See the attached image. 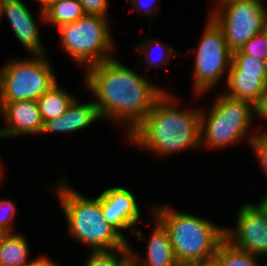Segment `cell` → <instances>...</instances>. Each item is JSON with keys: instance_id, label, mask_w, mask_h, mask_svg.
Listing matches in <instances>:
<instances>
[{"instance_id": "cell-16", "label": "cell", "mask_w": 267, "mask_h": 266, "mask_svg": "<svg viewBox=\"0 0 267 266\" xmlns=\"http://www.w3.org/2000/svg\"><path fill=\"white\" fill-rule=\"evenodd\" d=\"M228 92L225 95L237 100L248 101L257 107L267 95V77H260V73L228 72Z\"/></svg>"}, {"instance_id": "cell-15", "label": "cell", "mask_w": 267, "mask_h": 266, "mask_svg": "<svg viewBox=\"0 0 267 266\" xmlns=\"http://www.w3.org/2000/svg\"><path fill=\"white\" fill-rule=\"evenodd\" d=\"M153 219L155 227L148 240L147 258L141 259L131 245H128L131 266H174L177 263L167 230L156 218Z\"/></svg>"}, {"instance_id": "cell-31", "label": "cell", "mask_w": 267, "mask_h": 266, "mask_svg": "<svg viewBox=\"0 0 267 266\" xmlns=\"http://www.w3.org/2000/svg\"><path fill=\"white\" fill-rule=\"evenodd\" d=\"M197 266H222L220 259L214 255L196 263Z\"/></svg>"}, {"instance_id": "cell-25", "label": "cell", "mask_w": 267, "mask_h": 266, "mask_svg": "<svg viewBox=\"0 0 267 266\" xmlns=\"http://www.w3.org/2000/svg\"><path fill=\"white\" fill-rule=\"evenodd\" d=\"M249 137L248 141L250 146L258 157L261 168L264 170L265 174H267V136L258 133L250 135Z\"/></svg>"}, {"instance_id": "cell-13", "label": "cell", "mask_w": 267, "mask_h": 266, "mask_svg": "<svg viewBox=\"0 0 267 266\" xmlns=\"http://www.w3.org/2000/svg\"><path fill=\"white\" fill-rule=\"evenodd\" d=\"M5 15L15 37L30 54H45L32 12L21 0H0V21Z\"/></svg>"}, {"instance_id": "cell-10", "label": "cell", "mask_w": 267, "mask_h": 266, "mask_svg": "<svg viewBox=\"0 0 267 266\" xmlns=\"http://www.w3.org/2000/svg\"><path fill=\"white\" fill-rule=\"evenodd\" d=\"M236 228L225 227V240L233 247L255 256H267V222L263 213L253 204L240 207Z\"/></svg>"}, {"instance_id": "cell-28", "label": "cell", "mask_w": 267, "mask_h": 266, "mask_svg": "<svg viewBox=\"0 0 267 266\" xmlns=\"http://www.w3.org/2000/svg\"><path fill=\"white\" fill-rule=\"evenodd\" d=\"M129 1L131 4H133L132 9L134 11L136 10L138 12V11L142 10V11H144L143 13L146 14V16L147 15L152 16L155 14V12H157V10H155L156 9L155 6H151V7L149 6L150 0H129ZM151 1L153 2L154 0H151ZM153 3L156 4L157 0H155V2H153Z\"/></svg>"}, {"instance_id": "cell-7", "label": "cell", "mask_w": 267, "mask_h": 266, "mask_svg": "<svg viewBox=\"0 0 267 266\" xmlns=\"http://www.w3.org/2000/svg\"><path fill=\"white\" fill-rule=\"evenodd\" d=\"M16 59L8 61L0 71V102L37 101L57 83L45 54Z\"/></svg>"}, {"instance_id": "cell-12", "label": "cell", "mask_w": 267, "mask_h": 266, "mask_svg": "<svg viewBox=\"0 0 267 266\" xmlns=\"http://www.w3.org/2000/svg\"><path fill=\"white\" fill-rule=\"evenodd\" d=\"M0 114L6 121L0 128V138L42 133L44 122L35 100L0 102Z\"/></svg>"}, {"instance_id": "cell-34", "label": "cell", "mask_w": 267, "mask_h": 266, "mask_svg": "<svg viewBox=\"0 0 267 266\" xmlns=\"http://www.w3.org/2000/svg\"><path fill=\"white\" fill-rule=\"evenodd\" d=\"M174 266H197V264L188 262H177Z\"/></svg>"}, {"instance_id": "cell-20", "label": "cell", "mask_w": 267, "mask_h": 266, "mask_svg": "<svg viewBox=\"0 0 267 266\" xmlns=\"http://www.w3.org/2000/svg\"><path fill=\"white\" fill-rule=\"evenodd\" d=\"M84 266H131L129 248L91 251Z\"/></svg>"}, {"instance_id": "cell-27", "label": "cell", "mask_w": 267, "mask_h": 266, "mask_svg": "<svg viewBox=\"0 0 267 266\" xmlns=\"http://www.w3.org/2000/svg\"><path fill=\"white\" fill-rule=\"evenodd\" d=\"M85 14H95L107 17L108 0H78Z\"/></svg>"}, {"instance_id": "cell-18", "label": "cell", "mask_w": 267, "mask_h": 266, "mask_svg": "<svg viewBox=\"0 0 267 266\" xmlns=\"http://www.w3.org/2000/svg\"><path fill=\"white\" fill-rule=\"evenodd\" d=\"M75 99L56 83L37 100L43 122L61 116Z\"/></svg>"}, {"instance_id": "cell-36", "label": "cell", "mask_w": 267, "mask_h": 266, "mask_svg": "<svg viewBox=\"0 0 267 266\" xmlns=\"http://www.w3.org/2000/svg\"><path fill=\"white\" fill-rule=\"evenodd\" d=\"M1 164H2V163L0 162V178L2 177L1 175H2V172H3V170H2L3 167L1 166Z\"/></svg>"}, {"instance_id": "cell-9", "label": "cell", "mask_w": 267, "mask_h": 266, "mask_svg": "<svg viewBox=\"0 0 267 266\" xmlns=\"http://www.w3.org/2000/svg\"><path fill=\"white\" fill-rule=\"evenodd\" d=\"M202 35L194 62V92L197 95H203L216 86L232 63V51L224 33L211 17Z\"/></svg>"}, {"instance_id": "cell-35", "label": "cell", "mask_w": 267, "mask_h": 266, "mask_svg": "<svg viewBox=\"0 0 267 266\" xmlns=\"http://www.w3.org/2000/svg\"><path fill=\"white\" fill-rule=\"evenodd\" d=\"M53 1H56V0H46V1L41 5V8L44 9L50 2H53Z\"/></svg>"}, {"instance_id": "cell-23", "label": "cell", "mask_w": 267, "mask_h": 266, "mask_svg": "<svg viewBox=\"0 0 267 266\" xmlns=\"http://www.w3.org/2000/svg\"><path fill=\"white\" fill-rule=\"evenodd\" d=\"M156 44L158 46V50L157 52L162 53L158 58H154V60L151 59V55H149V53H153V50H150V48H148L149 44ZM137 46L140 48L139 52L145 57V60L148 64L146 71H148L149 69H151V67H163L164 65H167L168 61L173 57L176 56L178 54V52H175V54H173L174 50L173 48H171L170 46H168L166 43H162V41H160L159 39L154 40V39H147L145 42L142 41V43L137 44ZM148 53V54H147ZM157 54V53H156Z\"/></svg>"}, {"instance_id": "cell-4", "label": "cell", "mask_w": 267, "mask_h": 266, "mask_svg": "<svg viewBox=\"0 0 267 266\" xmlns=\"http://www.w3.org/2000/svg\"><path fill=\"white\" fill-rule=\"evenodd\" d=\"M151 213L167 230L177 262L197 263L214 256L225 240L224 226L193 214L156 206Z\"/></svg>"}, {"instance_id": "cell-24", "label": "cell", "mask_w": 267, "mask_h": 266, "mask_svg": "<svg viewBox=\"0 0 267 266\" xmlns=\"http://www.w3.org/2000/svg\"><path fill=\"white\" fill-rule=\"evenodd\" d=\"M245 55L266 61L267 58V28L257 33L240 49Z\"/></svg>"}, {"instance_id": "cell-33", "label": "cell", "mask_w": 267, "mask_h": 266, "mask_svg": "<svg viewBox=\"0 0 267 266\" xmlns=\"http://www.w3.org/2000/svg\"><path fill=\"white\" fill-rule=\"evenodd\" d=\"M10 233H11L10 231L0 226V247L4 243L6 238L10 235Z\"/></svg>"}, {"instance_id": "cell-22", "label": "cell", "mask_w": 267, "mask_h": 266, "mask_svg": "<svg viewBox=\"0 0 267 266\" xmlns=\"http://www.w3.org/2000/svg\"><path fill=\"white\" fill-rule=\"evenodd\" d=\"M228 72L260 73V77H267L266 62L245 55L241 50L232 52V63Z\"/></svg>"}, {"instance_id": "cell-11", "label": "cell", "mask_w": 267, "mask_h": 266, "mask_svg": "<svg viewBox=\"0 0 267 266\" xmlns=\"http://www.w3.org/2000/svg\"><path fill=\"white\" fill-rule=\"evenodd\" d=\"M98 198L101 201L105 221L121 235L126 228L133 230L139 222V205L132 192L124 187H112L103 191Z\"/></svg>"}, {"instance_id": "cell-2", "label": "cell", "mask_w": 267, "mask_h": 266, "mask_svg": "<svg viewBox=\"0 0 267 266\" xmlns=\"http://www.w3.org/2000/svg\"><path fill=\"white\" fill-rule=\"evenodd\" d=\"M176 98L165 91L145 118L126 135L132 144L152 153L168 155L201 146V110H179Z\"/></svg>"}, {"instance_id": "cell-26", "label": "cell", "mask_w": 267, "mask_h": 266, "mask_svg": "<svg viewBox=\"0 0 267 266\" xmlns=\"http://www.w3.org/2000/svg\"><path fill=\"white\" fill-rule=\"evenodd\" d=\"M17 212V208L15 207V203L10 200H0V226L4 227L11 233H13V217L15 218V214Z\"/></svg>"}, {"instance_id": "cell-1", "label": "cell", "mask_w": 267, "mask_h": 266, "mask_svg": "<svg viewBox=\"0 0 267 266\" xmlns=\"http://www.w3.org/2000/svg\"><path fill=\"white\" fill-rule=\"evenodd\" d=\"M85 83L93 93L100 118L128 125L127 135L150 112L166 91L151 84L114 58L86 68ZM126 123V124H125Z\"/></svg>"}, {"instance_id": "cell-21", "label": "cell", "mask_w": 267, "mask_h": 266, "mask_svg": "<svg viewBox=\"0 0 267 266\" xmlns=\"http://www.w3.org/2000/svg\"><path fill=\"white\" fill-rule=\"evenodd\" d=\"M222 266H259L257 256L233 247L224 240L215 254Z\"/></svg>"}, {"instance_id": "cell-6", "label": "cell", "mask_w": 267, "mask_h": 266, "mask_svg": "<svg viewBox=\"0 0 267 266\" xmlns=\"http://www.w3.org/2000/svg\"><path fill=\"white\" fill-rule=\"evenodd\" d=\"M62 49L79 65L86 68L111 59L114 48L108 19L105 16L84 14L77 21L58 27Z\"/></svg>"}, {"instance_id": "cell-30", "label": "cell", "mask_w": 267, "mask_h": 266, "mask_svg": "<svg viewBox=\"0 0 267 266\" xmlns=\"http://www.w3.org/2000/svg\"><path fill=\"white\" fill-rule=\"evenodd\" d=\"M26 266H57L52 260H50L47 256H40L37 259H33L28 262Z\"/></svg>"}, {"instance_id": "cell-19", "label": "cell", "mask_w": 267, "mask_h": 266, "mask_svg": "<svg viewBox=\"0 0 267 266\" xmlns=\"http://www.w3.org/2000/svg\"><path fill=\"white\" fill-rule=\"evenodd\" d=\"M29 244L21 234L10 233L0 247V266H26Z\"/></svg>"}, {"instance_id": "cell-29", "label": "cell", "mask_w": 267, "mask_h": 266, "mask_svg": "<svg viewBox=\"0 0 267 266\" xmlns=\"http://www.w3.org/2000/svg\"><path fill=\"white\" fill-rule=\"evenodd\" d=\"M256 116H259L261 119L267 121V95L262 99L260 104L256 107ZM260 135H266L267 133L263 132Z\"/></svg>"}, {"instance_id": "cell-14", "label": "cell", "mask_w": 267, "mask_h": 266, "mask_svg": "<svg viewBox=\"0 0 267 266\" xmlns=\"http://www.w3.org/2000/svg\"><path fill=\"white\" fill-rule=\"evenodd\" d=\"M98 119L101 118L94 101L79 104V101L75 98L61 116L44 123L41 134L47 132H75L87 128Z\"/></svg>"}, {"instance_id": "cell-5", "label": "cell", "mask_w": 267, "mask_h": 266, "mask_svg": "<svg viewBox=\"0 0 267 266\" xmlns=\"http://www.w3.org/2000/svg\"><path fill=\"white\" fill-rule=\"evenodd\" d=\"M201 110V146L221 149L248 138L249 128L256 107L248 101L237 100L220 94L210 107L209 114ZM208 116V117H207ZM248 131V132H247ZM247 135V137H246Z\"/></svg>"}, {"instance_id": "cell-32", "label": "cell", "mask_w": 267, "mask_h": 266, "mask_svg": "<svg viewBox=\"0 0 267 266\" xmlns=\"http://www.w3.org/2000/svg\"><path fill=\"white\" fill-rule=\"evenodd\" d=\"M264 215L266 222H267V195L263 197L260 203L255 204L253 203Z\"/></svg>"}, {"instance_id": "cell-37", "label": "cell", "mask_w": 267, "mask_h": 266, "mask_svg": "<svg viewBox=\"0 0 267 266\" xmlns=\"http://www.w3.org/2000/svg\"><path fill=\"white\" fill-rule=\"evenodd\" d=\"M36 1L42 5L46 0H36Z\"/></svg>"}, {"instance_id": "cell-8", "label": "cell", "mask_w": 267, "mask_h": 266, "mask_svg": "<svg viewBox=\"0 0 267 266\" xmlns=\"http://www.w3.org/2000/svg\"><path fill=\"white\" fill-rule=\"evenodd\" d=\"M262 0H225L209 15L222 29L228 48L234 52L267 28V10Z\"/></svg>"}, {"instance_id": "cell-3", "label": "cell", "mask_w": 267, "mask_h": 266, "mask_svg": "<svg viewBox=\"0 0 267 266\" xmlns=\"http://www.w3.org/2000/svg\"><path fill=\"white\" fill-rule=\"evenodd\" d=\"M60 183L53 191L64 210L72 238L88 245L92 251L129 248L126 237L105 221L98 197L90 199L66 182Z\"/></svg>"}, {"instance_id": "cell-17", "label": "cell", "mask_w": 267, "mask_h": 266, "mask_svg": "<svg viewBox=\"0 0 267 266\" xmlns=\"http://www.w3.org/2000/svg\"><path fill=\"white\" fill-rule=\"evenodd\" d=\"M41 20L57 28L81 18L85 12L78 0H56L41 8Z\"/></svg>"}, {"instance_id": "cell-38", "label": "cell", "mask_w": 267, "mask_h": 266, "mask_svg": "<svg viewBox=\"0 0 267 266\" xmlns=\"http://www.w3.org/2000/svg\"><path fill=\"white\" fill-rule=\"evenodd\" d=\"M218 1V3H221V2H223V1H225V0H217Z\"/></svg>"}]
</instances>
